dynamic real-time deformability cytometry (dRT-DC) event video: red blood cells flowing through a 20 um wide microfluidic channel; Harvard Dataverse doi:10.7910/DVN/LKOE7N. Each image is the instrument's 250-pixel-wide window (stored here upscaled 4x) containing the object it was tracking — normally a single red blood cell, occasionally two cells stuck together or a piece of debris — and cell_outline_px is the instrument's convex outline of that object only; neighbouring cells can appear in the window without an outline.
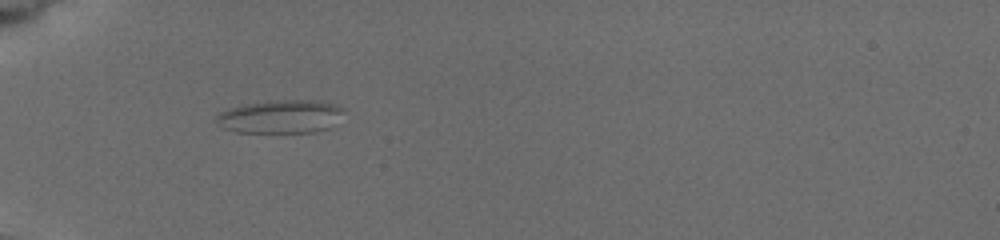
{"species": "common noctule bat (a hibernating species)", "species_latin": "Nyctalus noctula", "temperature_condition": "cold", "stored_images_in_passage": 2, "camera_frame_rate_fps": 3000, "um_per_image_px": 0.085, "animal": {"sex": "female", "body_mass_g": 19.5, "forearm_length_mm": 54.1}, "frame": {"image": 1, "passage_image": 1, "time_ms": 0.0, "image_size_px": [1000, 240], "cell_outline_px": [[344, 112], [328, 128], [312, 132], [236, 132], [224, 128], [216, 120], [216, 116], [220, 112], [232, 108], [248, 104], [268, 100], [316, 100], [336, 104], [344, 108]], "centroid_in_image_um": [23.87, 9.9], "position_along_channel_um": 61.1, "area_um2": 24.45}}